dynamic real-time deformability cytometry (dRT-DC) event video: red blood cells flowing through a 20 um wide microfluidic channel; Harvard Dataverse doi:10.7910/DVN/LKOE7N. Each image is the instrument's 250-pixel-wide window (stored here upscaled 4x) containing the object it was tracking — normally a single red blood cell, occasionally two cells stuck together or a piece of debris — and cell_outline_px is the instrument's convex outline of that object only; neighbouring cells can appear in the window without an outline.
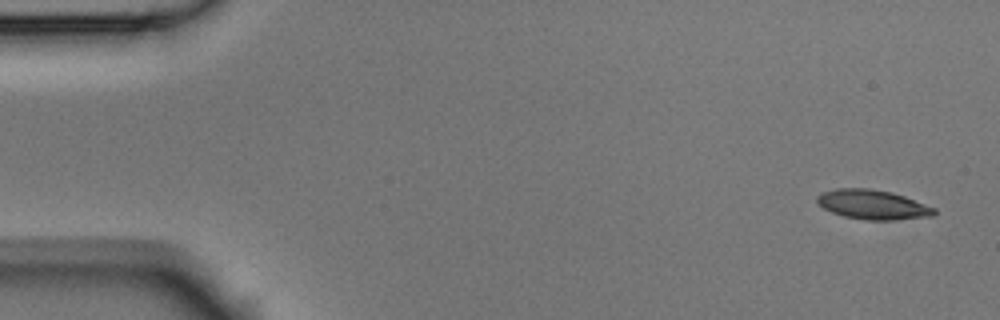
{"species": "Egyptian fruit bat (a non-hibernating species)", "species_latin": "Rousettus aegyptiacus", "temperature_condition": "room temperature", "stored_images_in_passage": 7, "camera_frame_rate_fps": 3000, "um_per_image_px": 0.085, "animal": {"sex": "male"}, "frame": {"image": 1, "passage_image": 1, "time_ms": 0.0, "image_size_px": [1000, 320], "cell_outline_px": [[936, 212], [932, 216], [896, 220], [864, 220], [844, 216], [832, 212], [824, 208], [816, 200], [816, 196], [820, 192], [836, 188], [872, 188], [892, 192], [904, 196], [936, 208]], "centroid_in_image_um": [74.17, 17.38], "position_along_channel_um": 10.8, "area_um2": 20.29}}
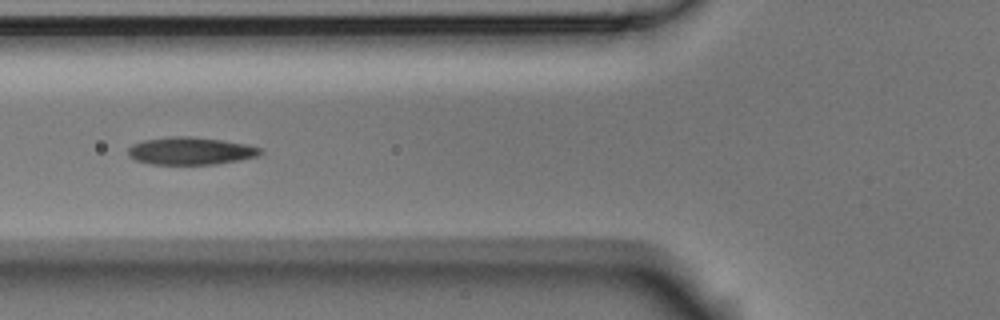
{"frame": {"image": 2, "passage_image": 6, "time_ms": 1.667, "image_size_px": [1000, 320], "cell_outline_px": [[264, 152], [256, 156], [240, 160], [216, 164], [152, 164], [136, 160], [128, 156], [128, 148], [132, 144], [144, 140], [168, 136], [188, 136], [224, 140], [264, 148]], "centroid_in_image_um": [16.21, 12.82], "position_along_channel_um": 109.6, "area_um2": 21.33}}
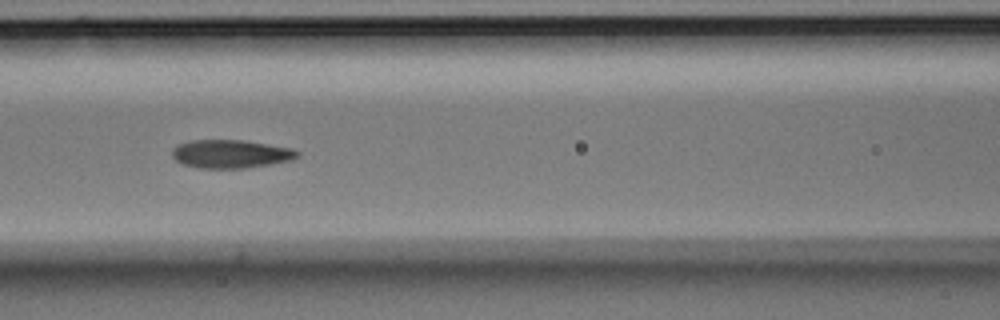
{"frame": {"image": 3, "passage_image": 7, "time_ms": 2.0, "image_size_px": [1000, 320], "cell_outline_px": [[300, 156], [292, 160], [244, 168], [196, 168], [180, 164], [172, 156], [172, 148], [180, 144], [192, 140], [244, 140], [292, 148], [300, 152]], "centroid_in_image_um": [19.61, 13.08], "position_along_channel_um": 147.0, "area_um2": 20.75}}